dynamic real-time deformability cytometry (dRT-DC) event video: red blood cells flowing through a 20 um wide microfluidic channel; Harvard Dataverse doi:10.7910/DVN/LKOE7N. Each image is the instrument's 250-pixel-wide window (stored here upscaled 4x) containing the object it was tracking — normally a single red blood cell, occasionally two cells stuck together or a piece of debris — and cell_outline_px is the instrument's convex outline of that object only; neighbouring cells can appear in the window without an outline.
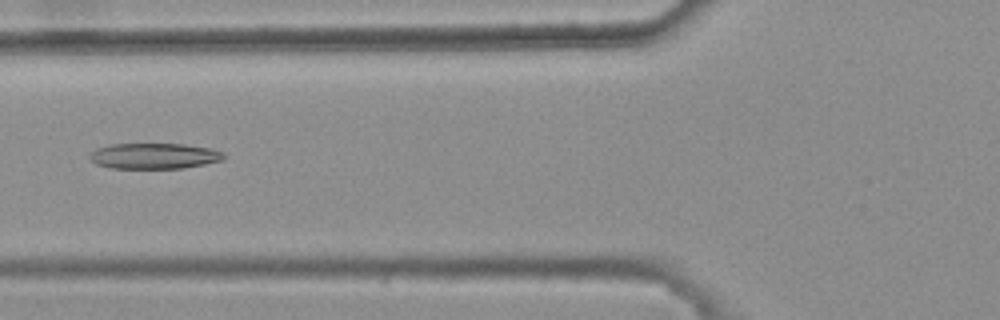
{"species": "common noctule bat (a hibernating species)", "species_latin": "Nyctalus noctula", "temperature_condition": "warm", "stored_images_in_passage": 5, "camera_frame_rate_fps": 3000, "um_per_image_px": 0.085, "animal": {"sex": "female", "body_mass_g": 25.1}, "frame": {"image": 1, "passage_image": 5, "time_ms": 1.333, "image_size_px": [1000, 320], "cell_outline_px": [[224, 160], [184, 168], [108, 168], [96, 164], [88, 160], [88, 156], [96, 148], [112, 144], [184, 144], [208, 148], [224, 152]], "centroid_in_image_um": [13.07, 13.26], "position_along_channel_um": 112.7, "area_um2": 20.17}}